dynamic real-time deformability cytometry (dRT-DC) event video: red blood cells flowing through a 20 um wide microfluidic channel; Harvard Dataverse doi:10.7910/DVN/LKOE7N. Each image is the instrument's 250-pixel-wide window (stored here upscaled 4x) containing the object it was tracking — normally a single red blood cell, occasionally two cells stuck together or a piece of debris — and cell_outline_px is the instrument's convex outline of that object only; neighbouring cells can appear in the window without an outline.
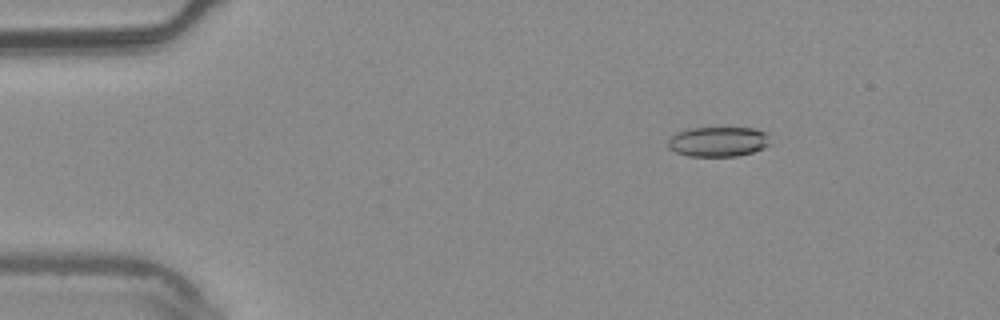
{"species": "common noctule bat (a hibernating species)", "species_latin": "Nyctalus noctula", "temperature_condition": "warm", "stored_images_in_passage": 5, "camera_frame_rate_fps": 3000, "um_per_image_px": 0.085, "animal": {"sex": "male", "body_mass_g": 20.4}, "frame": {"image": 1, "passage_image": 3, "time_ms": 0.667, "image_size_px": [1000, 320], "cell_outline_px": [[772, 132], [768, 144], [764, 148], [752, 152], [736, 156], [688, 156], [676, 152], [668, 148], [668, 140], [676, 132], [688, 128], [756, 128]], "centroid_in_image_um": [61.09, 12.02], "position_along_channel_um": 23.9, "area_um2": 18.09}}